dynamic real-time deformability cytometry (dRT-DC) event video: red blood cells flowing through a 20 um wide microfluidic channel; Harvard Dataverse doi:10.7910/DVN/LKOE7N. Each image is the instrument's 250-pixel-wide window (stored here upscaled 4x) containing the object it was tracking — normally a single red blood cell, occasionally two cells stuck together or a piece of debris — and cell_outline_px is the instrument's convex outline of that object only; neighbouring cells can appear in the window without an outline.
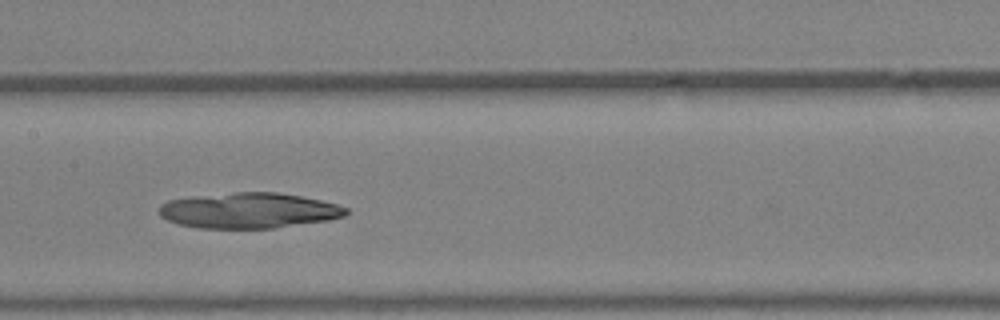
{"species": "Egyptian fruit bat (a non-hibernating species)", "species_latin": "Rousettus aegyptiacus", "temperature_condition": "warm", "stored_images_in_passage": 26, "camera_frame_rate_fps": 3000, "um_per_image_px": 0.085, "animal": {"sex": "female"}, "frame": {"image": 1, "passage_image": 10, "time_ms": 3.0, "image_size_px": [1000, 320], "cell_outline_px": [[348, 212], [344, 216], [328, 220], [272, 228], [200, 228], [180, 224], [168, 220], [160, 216], [160, 204], [168, 200], [192, 196], [236, 192], [276, 192], [300, 196], [320, 200], [336, 204], [348, 208]], "centroid_in_image_um": [21.14, 17.89], "position_along_channel_um": 186.3, "area_um2": 38.49}}
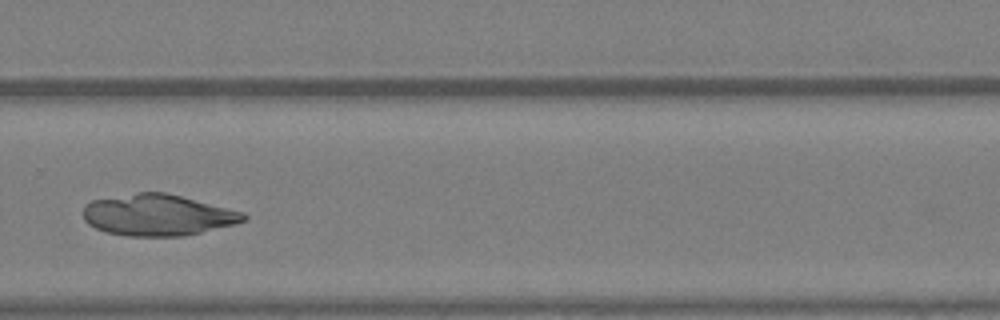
{"frame": {"image": 2, "passage_image": 18, "time_ms": 5.667, "image_size_px": [1000, 320], "cell_outline_px": [[248, 216], [244, 220], [236, 224], [184, 236], [128, 236], [104, 232], [88, 224], [84, 220], [84, 208], [92, 200], [136, 192], [164, 192], [244, 212]], "centroid_in_image_um": [13.4, 18.28], "position_along_channel_um": 316.4, "area_um2": 38.49}}
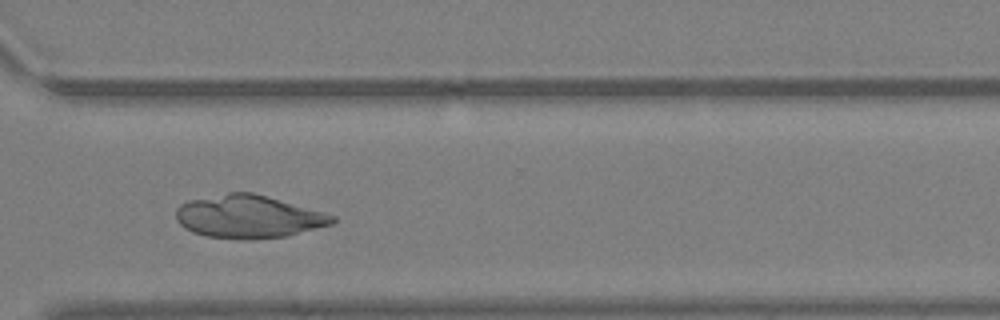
{"frame": {"image": 3, "passage_image": 20, "time_ms": 6.333, "image_size_px": [1000, 320], "cell_outline_px": [[336, 220], [332, 224], [288, 236], [204, 236], [192, 232], [184, 228], [176, 220], [176, 208], [180, 204], [188, 200], [228, 192], [252, 192], [336, 216]], "centroid_in_image_um": [21.08, 18.37], "position_along_channel_um": 349.5, "area_um2": 37.92}}